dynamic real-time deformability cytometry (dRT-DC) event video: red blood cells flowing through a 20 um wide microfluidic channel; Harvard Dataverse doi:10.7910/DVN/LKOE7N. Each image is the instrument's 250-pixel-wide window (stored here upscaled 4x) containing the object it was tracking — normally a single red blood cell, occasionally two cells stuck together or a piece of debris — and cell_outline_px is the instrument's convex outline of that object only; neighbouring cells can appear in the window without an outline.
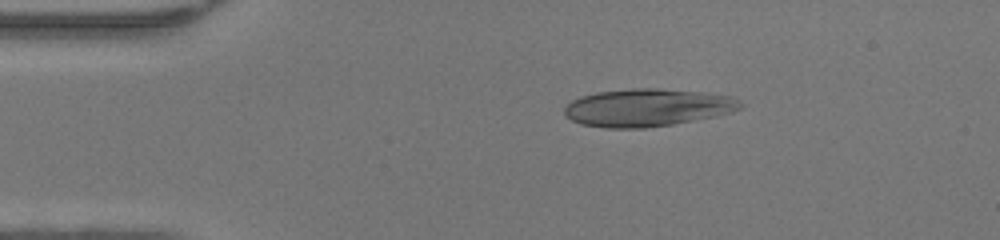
{"species": "human", "species_latin": "Homo sapiens", "temperature_condition": "warm", "stored_images_in_passage": 47, "camera_frame_rate_fps": 3000, "um_per_image_px": 0.085, "donor": {"sex": "female"}, "frame": {"image": 1, "passage_image": 8, "time_ms": 2.333, "image_size_px": [1000, 240], "cell_outline_px": [[744, 104], [740, 108], [732, 112], [716, 116], [672, 124], [644, 128], [608, 128], [580, 124], [564, 116], [564, 108], [572, 100], [580, 96], [596, 92], [632, 88], [656, 88], [704, 92], [732, 96], [740, 100]], "centroid_in_image_um": [55.03, 9.14], "position_along_channel_um": 30.0, "area_um2": 38.84}}
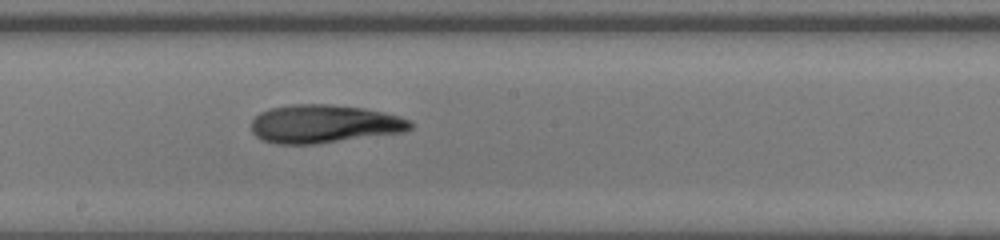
{"frame": {"image": 2, "passage_image": 25, "time_ms": 8.0, "image_size_px": [1000, 240], "cell_outline_px": [[412, 128], [404, 132], [316, 144], [276, 144], [260, 140], [252, 132], [252, 120], [260, 112], [268, 108], [292, 104], [328, 104], [364, 108], [384, 112], [400, 116], [408, 120], [412, 124]], "centroid_in_image_um": [27.52, 10.53], "position_along_channel_um": 220.7, "area_um2": 35.66}}
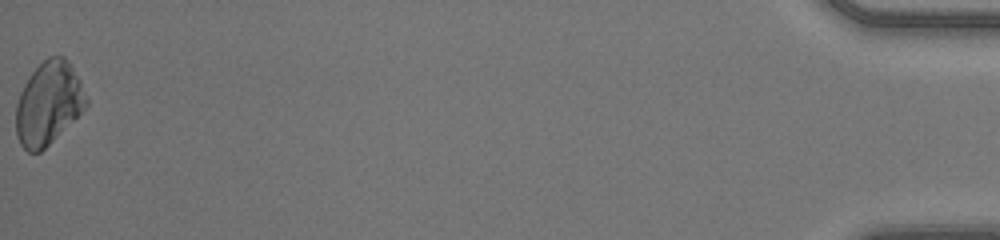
{"frame": {"image": 3, "passage_image": 47, "time_ms": 15.333, "image_size_px": [1000, 240], "cell_outline_px": [[88, 104], [40, 152], [28, 152], [20, 144], [16, 136], [16, 104], [20, 92], [24, 84], [32, 72], [48, 56], [64, 56], [68, 60], [80, 80], [88, 100]], "centroid_in_image_um": [4.1, 8.76], "position_along_channel_um": 431.1, "area_um2": 33.47}, "authors_computed_cell_mechanics": {"area_um2": 34.969, "velocity_mm_per_s": 4.3159, "shape_relaxation_time_tau1_ms": 6.1113, "shape_relaxation_time_tau2_ms": 4.7182, "deformation_change_tau1": 0.2118, "deformation_change_tau2": 0.0955}}